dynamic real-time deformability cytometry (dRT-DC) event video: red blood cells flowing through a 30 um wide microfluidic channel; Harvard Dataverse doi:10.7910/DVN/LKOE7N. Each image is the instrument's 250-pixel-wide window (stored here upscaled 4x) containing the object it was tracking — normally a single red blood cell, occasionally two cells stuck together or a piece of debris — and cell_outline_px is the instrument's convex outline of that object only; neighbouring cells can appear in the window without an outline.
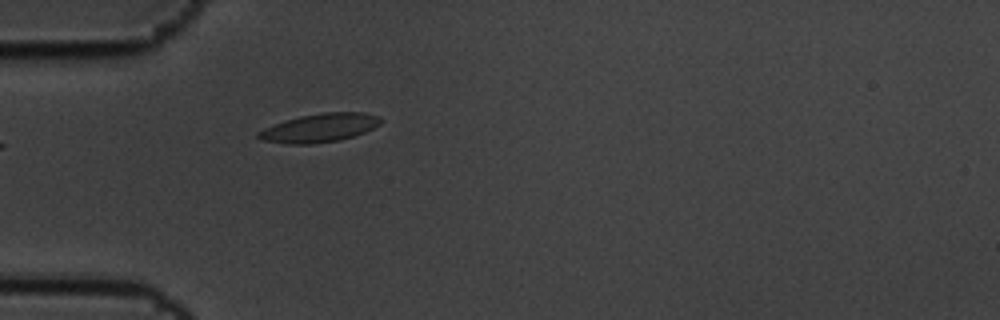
{"species": "common noctule bat (a hibernating species)", "species_latin": "Nyctalus noctula", "temperature_condition": "cold", "stored_images_in_passage": 5, "camera_frame_rate_fps": 3000, "um_per_image_px": 0.085, "animal": {"sex": "male", "body_mass_g": 19.5, "forearm_length_mm": 54.6}, "frame": {"image": 1, "passage_image": 5, "time_ms": 1.333, "image_size_px": [1000, 320], "cell_outline_px": [[384, 120], [380, 124], [364, 132], [340, 140], [312, 144], [288, 144], [260, 140], [256, 136], [256, 132], [264, 128], [300, 116], [324, 112], [364, 112], [380, 116]], "centroid_in_image_um": [27.18, 10.87], "position_along_channel_um": 57.8, "area_um2": 20.35}}